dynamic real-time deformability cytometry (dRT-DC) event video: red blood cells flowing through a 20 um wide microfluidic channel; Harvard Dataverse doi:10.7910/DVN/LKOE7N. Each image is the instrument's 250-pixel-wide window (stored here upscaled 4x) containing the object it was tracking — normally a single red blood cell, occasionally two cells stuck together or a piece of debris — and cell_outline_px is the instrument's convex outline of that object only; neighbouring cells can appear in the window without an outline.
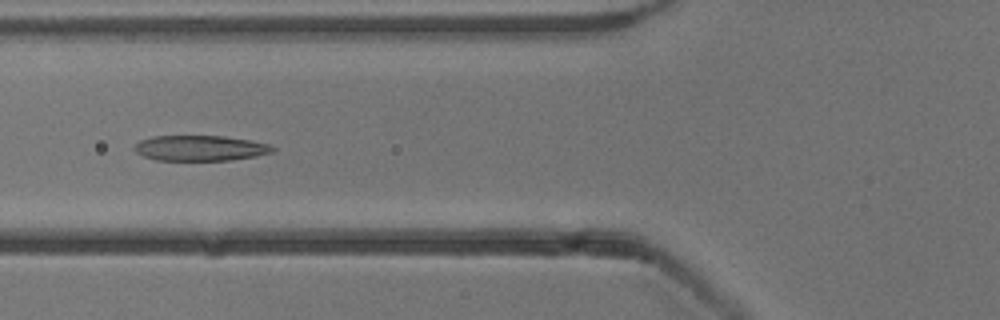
{"species": "common noctule bat (a hibernating species)", "species_latin": "Nyctalus noctula", "temperature_condition": "cold", "stored_images_in_passage": 7, "camera_frame_rate_fps": 3000, "um_per_image_px": 0.085, "animal": {"sex": "male", "body_mass_g": 13.3}, "frame": {"image": 1, "passage_image": 5, "time_ms": 4.333, "image_size_px": [1000, 320], "cell_outline_px": [[276, 148], [272, 152], [256, 156], [228, 160], [156, 160], [144, 156], [136, 152], [132, 148], [140, 140], [152, 136], [224, 136], [248, 140], [268, 144]], "centroid_in_image_um": [16.98, 12.59], "position_along_channel_um": 108.8, "area_um2": 20.35}}
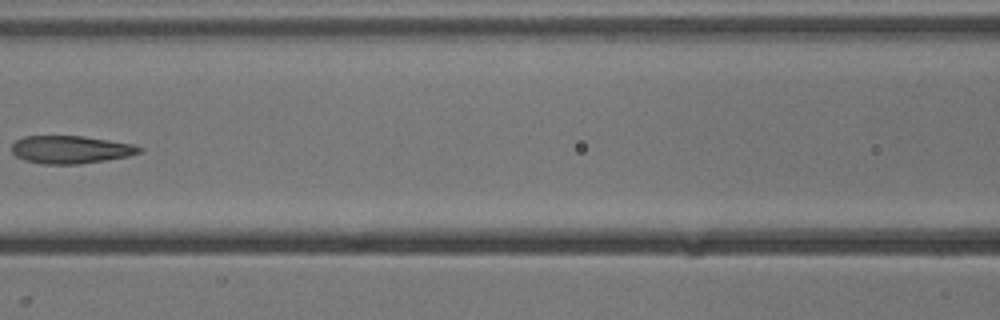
{"frame": {"image": 2, "passage_image": 6, "time_ms": 5.667, "image_size_px": [1000, 320], "cell_outline_px": [[144, 152], [128, 156], [80, 164], [44, 164], [24, 160], [16, 156], [12, 152], [12, 144], [16, 140], [24, 136], [84, 136], [132, 144], [144, 148]], "centroid_in_image_um": [6.02, 12.71], "position_along_channel_um": 160.6, "area_um2": 20.69}}
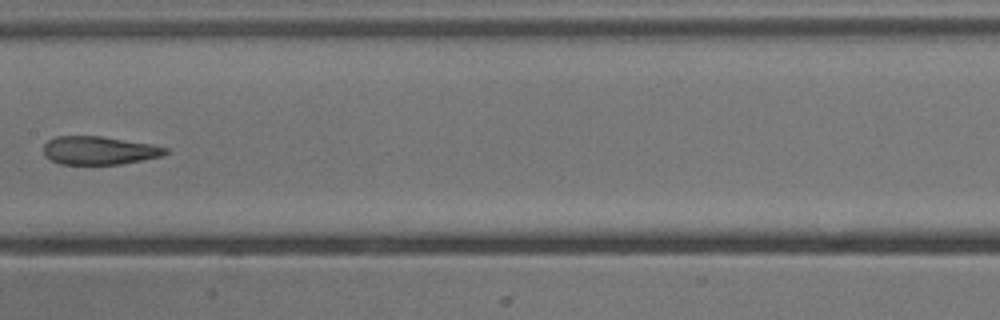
{"frame": {"image": 3, "passage_image": 7, "time_ms": 6.667, "image_size_px": [1000, 320], "cell_outline_px": [[168, 152], [160, 156], [120, 164], [60, 164], [44, 156], [44, 144], [48, 140], [56, 136], [100, 136], [148, 144], [168, 148]], "centroid_in_image_um": [8.37, 12.79], "position_along_channel_um": 199.0, "area_um2": 19.77}}